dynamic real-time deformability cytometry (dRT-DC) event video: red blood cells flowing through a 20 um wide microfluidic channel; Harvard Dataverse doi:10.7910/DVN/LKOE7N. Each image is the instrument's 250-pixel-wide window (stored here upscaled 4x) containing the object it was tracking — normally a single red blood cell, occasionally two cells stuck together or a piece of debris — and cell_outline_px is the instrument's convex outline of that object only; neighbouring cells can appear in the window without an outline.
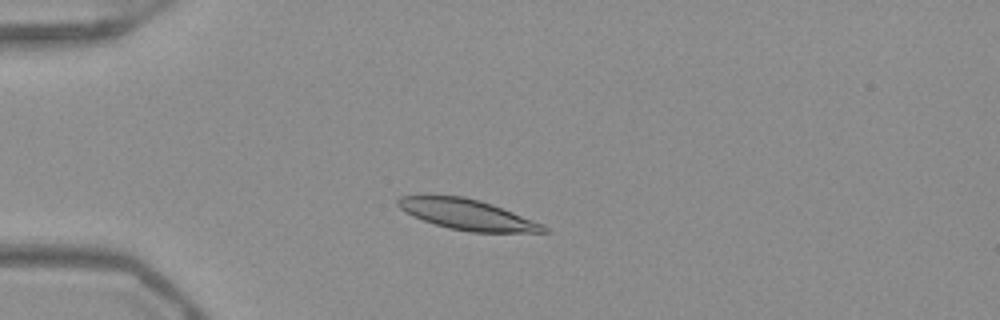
{"species": "Egyptian fruit bat (a non-hibernating species)", "species_latin": "Rousettus aegyptiacus", "temperature_condition": "warm", "stored_images_in_passage": 49, "camera_frame_rate_fps": 3000, "um_per_image_px": 0.085, "frame": {"image": 1, "passage_image": 10, "time_ms": 3.0, "image_size_px": [1000, 320], "cell_outline_px": [[552, 232], [472, 232], [448, 228], [412, 216], [400, 208], [396, 204], [396, 200], [400, 196], [464, 196], [480, 200], [492, 204], [544, 224]], "centroid_in_image_um": [39.75, 18.24], "position_along_channel_um": 45.3, "area_um2": 25.72}}
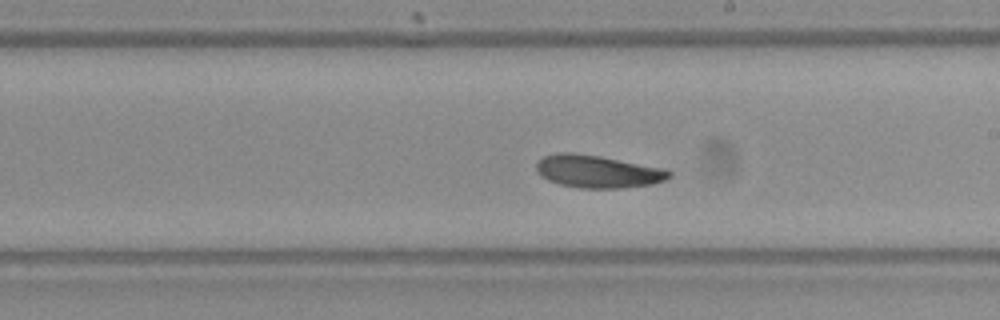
{"frame": {"image": 2, "passage_image": 27, "time_ms": 8.667, "image_size_px": [1000, 320], "cell_outline_px": [[672, 176], [664, 180], [652, 184], [620, 188], [580, 188], [560, 184], [548, 180], [540, 176], [536, 172], [536, 164], [544, 156], [556, 152], [572, 152], [600, 156], [664, 168], [672, 172]], "centroid_in_image_um": [50.79, 14.57], "position_along_channel_um": 238.2, "area_um2": 25.32}}
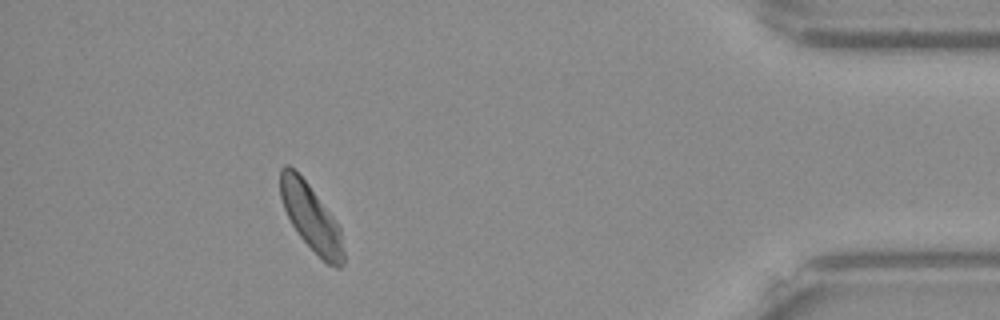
{"frame": {"image": 3, "passage_image": 44, "time_ms": 14.333, "image_size_px": [1000, 320], "cell_outline_px": [[344, 264], [340, 268], [336, 268], [328, 264], [300, 236], [292, 224], [284, 208], [280, 196], [280, 168], [284, 164], [288, 164], [308, 184], [336, 220], [340, 228], [344, 252]], "centroid_in_image_um": [26.45, 18.48], "position_along_channel_um": 408.8, "area_um2": 24.04}, "authors_computed_cell_mechanics": {"area_um2": 25.2008, "velocity_mm_per_s": 3.8691, "shape_relaxation_time_tau1_ms": 4.0075, "shape_relaxation_time_tau2_ms": 5.7933, "deformation_change_tau1": 0.1101, "deformation_change_tau2": 0.1439}}